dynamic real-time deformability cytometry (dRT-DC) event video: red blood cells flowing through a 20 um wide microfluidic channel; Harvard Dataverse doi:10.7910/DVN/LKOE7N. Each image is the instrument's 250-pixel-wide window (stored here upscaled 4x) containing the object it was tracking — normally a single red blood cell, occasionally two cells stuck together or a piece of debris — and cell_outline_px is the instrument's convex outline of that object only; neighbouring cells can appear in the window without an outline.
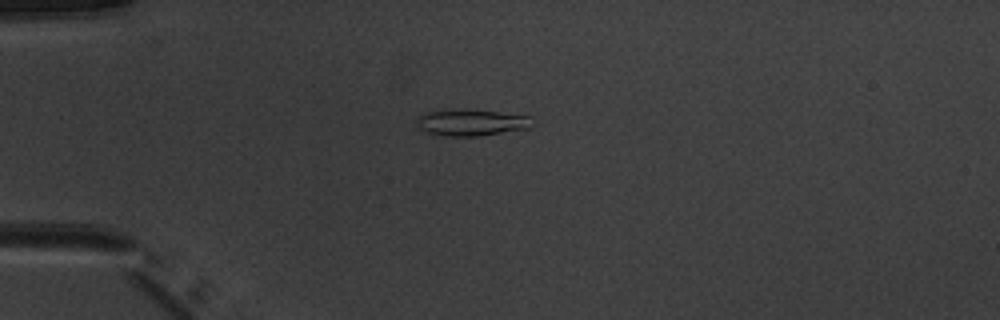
{"species": "common noctule bat (a hibernating species)", "species_latin": "Nyctalus noctula", "temperature_condition": "warm", "stored_images_in_passage": 6, "camera_frame_rate_fps": 3000, "um_per_image_px": 0.085, "animal": {"sex": "male", "body_mass_g": 20.1, "forearm_length_mm": 53.5}, "frame": {"image": 1, "passage_image": 4, "time_ms": 4.333, "image_size_px": [1000, 320], "cell_outline_px": [[536, 124], [528, 128], [476, 136], [444, 136], [424, 132], [416, 128], [416, 116], [424, 112], [460, 108], [468, 108], [532, 116]], "centroid_in_image_um": [40.02, 10.39], "position_along_channel_um": 45.0, "area_um2": 18.5}}